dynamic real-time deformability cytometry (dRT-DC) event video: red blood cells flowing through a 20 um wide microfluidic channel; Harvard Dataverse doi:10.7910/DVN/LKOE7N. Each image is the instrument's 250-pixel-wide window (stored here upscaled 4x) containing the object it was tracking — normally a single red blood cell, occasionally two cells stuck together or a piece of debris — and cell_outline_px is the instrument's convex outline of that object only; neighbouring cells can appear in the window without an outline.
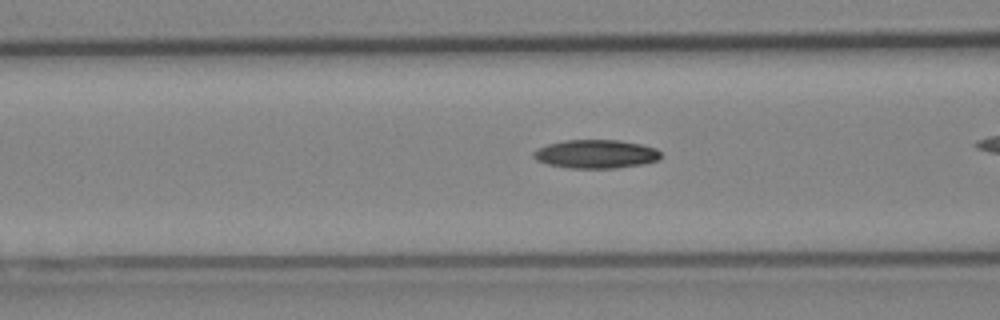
{"species": "Egyptian fruit bat (a non-hibernating species)", "species_latin": "Rousettus aegyptiacus", "temperature_condition": "cold", "stored_images_in_passage": 29, "camera_frame_rate_fps": 3000, "um_per_image_px": 0.085, "animal": {"sex": "female"}, "frame": {"image": 1, "passage_image": 9, "time_ms": 2.667, "image_size_px": [1000, 320], "cell_outline_px": [[660, 160], [644, 164], [616, 168], [568, 168], [548, 164], [536, 160], [532, 156], [532, 152], [548, 144], [564, 140], [620, 140], [640, 144], [656, 148], [660, 152]], "centroid_in_image_um": [50.66, 13.09], "position_along_channel_um": 115.9, "area_um2": 21.27}}
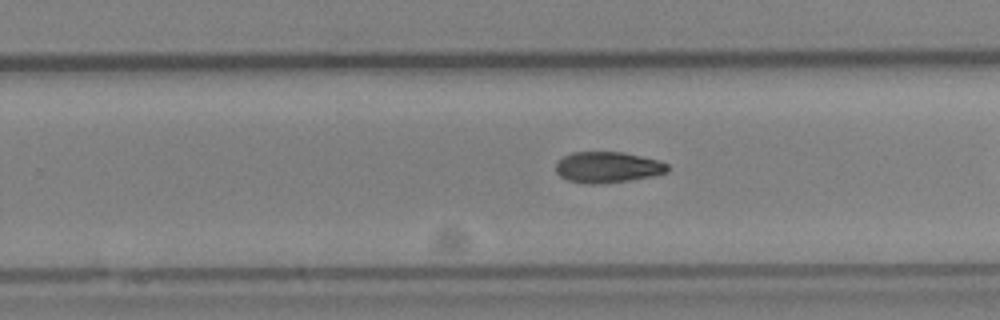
{"frame": {"image": 2, "passage_image": 21, "time_ms": 6.667, "image_size_px": [1000, 320], "cell_outline_px": [[668, 172], [652, 176], [628, 180], [592, 184], [568, 180], [560, 176], [556, 172], [556, 164], [564, 156], [572, 152], [624, 152], [656, 160], [668, 164]], "centroid_in_image_um": [51.64, 14.2], "position_along_channel_um": 278.2, "area_um2": 19.83}}